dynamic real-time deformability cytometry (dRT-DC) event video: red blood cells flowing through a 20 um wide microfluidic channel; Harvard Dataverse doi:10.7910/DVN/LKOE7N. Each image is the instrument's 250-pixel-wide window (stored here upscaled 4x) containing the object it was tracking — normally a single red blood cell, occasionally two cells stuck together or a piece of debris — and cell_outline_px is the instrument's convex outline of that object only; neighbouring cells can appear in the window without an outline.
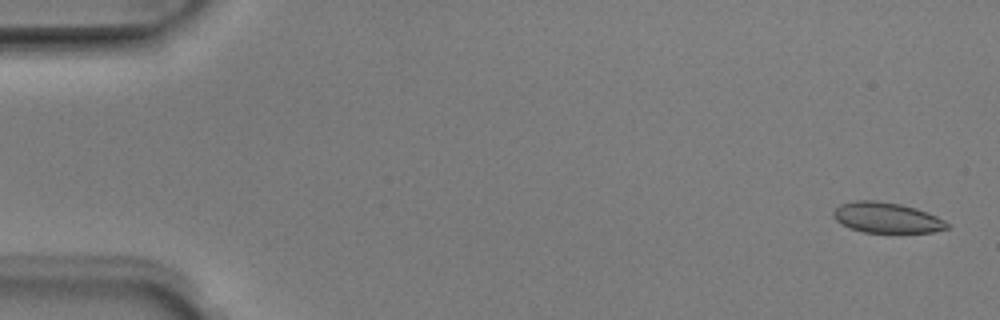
{"species": "Egyptian fruit bat (a non-hibernating species)", "species_latin": "Rousettus aegyptiacus", "temperature_condition": "room temperature", "stored_images_in_passage": 5, "camera_frame_rate_fps": 3000, "um_per_image_px": 0.085, "animal": {"sex": "male"}, "frame": {"image": 1, "passage_image": 1, "time_ms": 0.0, "image_size_px": [1000, 320], "cell_outline_px": [[948, 228], [932, 232], [864, 232], [840, 224], [832, 216], [832, 212], [840, 204], [856, 200], [876, 200], [900, 204], [916, 208], [928, 212], [944, 220], [948, 224]], "centroid_in_image_um": [75.34, 18.49], "position_along_channel_um": 9.7, "area_um2": 20.11}}